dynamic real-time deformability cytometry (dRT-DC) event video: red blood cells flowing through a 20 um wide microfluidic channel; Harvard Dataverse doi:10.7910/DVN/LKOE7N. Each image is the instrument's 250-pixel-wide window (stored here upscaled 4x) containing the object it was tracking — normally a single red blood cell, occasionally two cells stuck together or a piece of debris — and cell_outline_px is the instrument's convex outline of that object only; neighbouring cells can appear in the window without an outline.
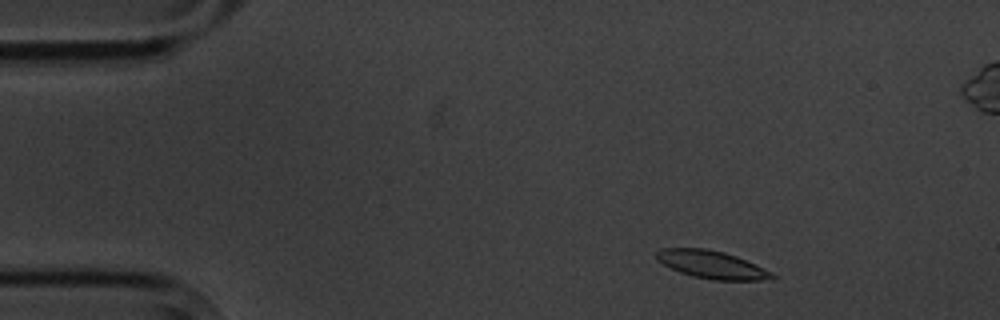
{"species": "common noctule bat (a hibernating species)", "species_latin": "Nyctalus noctula", "temperature_condition": "cold", "stored_images_in_passage": 4, "camera_frame_rate_fps": 3000, "um_per_image_px": 0.085, "animal": {"sex": "male", "body_mass_g": 20.1, "forearm_length_mm": 53.5}, "frame": {"image": 1, "passage_image": 1, "time_ms": 0.0, "image_size_px": [1000, 320], "cell_outline_px": [[776, 276], [760, 280], [712, 280], [692, 276], [680, 272], [656, 260], [656, 252], [660, 248], [704, 248], [724, 252], [736, 256], [756, 264], [772, 272]], "centroid_in_image_um": [60.47, 22.48], "position_along_channel_um": 24.5, "area_um2": 18.61}}